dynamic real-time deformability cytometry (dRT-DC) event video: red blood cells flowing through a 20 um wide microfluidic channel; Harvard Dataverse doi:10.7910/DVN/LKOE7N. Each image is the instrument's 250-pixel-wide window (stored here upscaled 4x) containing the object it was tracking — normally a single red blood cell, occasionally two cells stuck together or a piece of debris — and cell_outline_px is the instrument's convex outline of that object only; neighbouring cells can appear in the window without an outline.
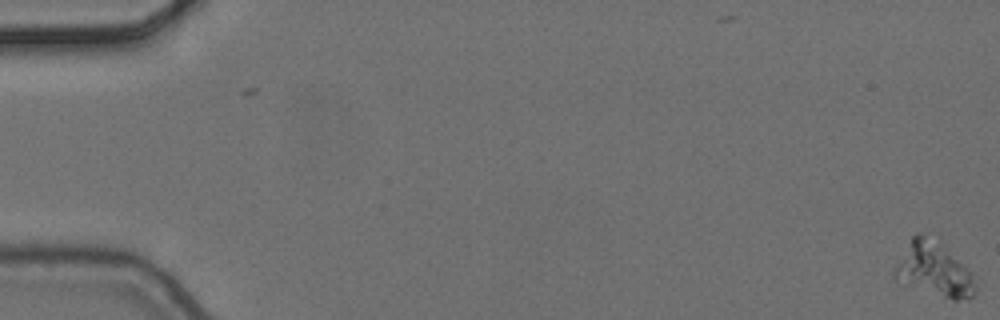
{"species": "common noctule bat (a hibernating species)", "species_latin": "Nyctalus noctula", "temperature_condition": "cold", "stored_images_in_passage": 6, "camera_frame_rate_fps": 3000, "um_per_image_px": 0.085, "animal": {"sex": "female", "body_mass_g": 24.6, "forearm_length_mm": 56.2}, "frame": {"image": 1, "passage_image": 1, "time_ms": 0.0, "image_size_px": [1000, 320], "cell_outline_px": [[976, 288], [972, 296], [968, 300], [952, 300], [896, 280], [892, 276], [892, 272], [896, 264], [912, 236], [940, 236], [972, 272], [976, 284]], "centroid_in_image_um": [79.45, 22.86], "position_along_channel_um": 5.5, "area_um2": 25.95}}